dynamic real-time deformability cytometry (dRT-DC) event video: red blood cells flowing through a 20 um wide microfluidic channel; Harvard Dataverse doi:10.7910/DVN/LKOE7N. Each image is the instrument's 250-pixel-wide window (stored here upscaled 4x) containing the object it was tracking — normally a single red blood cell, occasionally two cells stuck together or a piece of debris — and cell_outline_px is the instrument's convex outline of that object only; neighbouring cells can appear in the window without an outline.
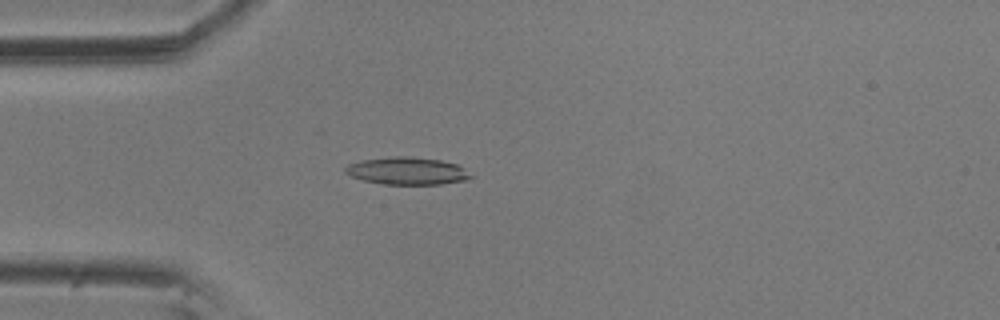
{"species": "common noctule bat (a hibernating species)", "species_latin": "Nyctalus noctula", "temperature_condition": "room temperature", "stored_images_in_passage": 4, "camera_frame_rate_fps": 3000, "um_per_image_px": 0.085, "animal": {"sex": "male", "body_mass_g": 20.5, "forearm_length_mm": 52.5}, "frame": {"image": 1, "passage_image": 3, "time_ms": 0.667, "image_size_px": [1000, 320], "cell_outline_px": [[472, 176], [464, 180], [440, 184], [380, 184], [364, 180], [352, 176], [344, 172], [344, 168], [348, 164], [360, 160], [396, 156], [412, 156], [440, 160], [456, 164]], "centroid_in_image_um": [34.54, 14.52], "position_along_channel_um": 50.5, "area_um2": 19.83}}